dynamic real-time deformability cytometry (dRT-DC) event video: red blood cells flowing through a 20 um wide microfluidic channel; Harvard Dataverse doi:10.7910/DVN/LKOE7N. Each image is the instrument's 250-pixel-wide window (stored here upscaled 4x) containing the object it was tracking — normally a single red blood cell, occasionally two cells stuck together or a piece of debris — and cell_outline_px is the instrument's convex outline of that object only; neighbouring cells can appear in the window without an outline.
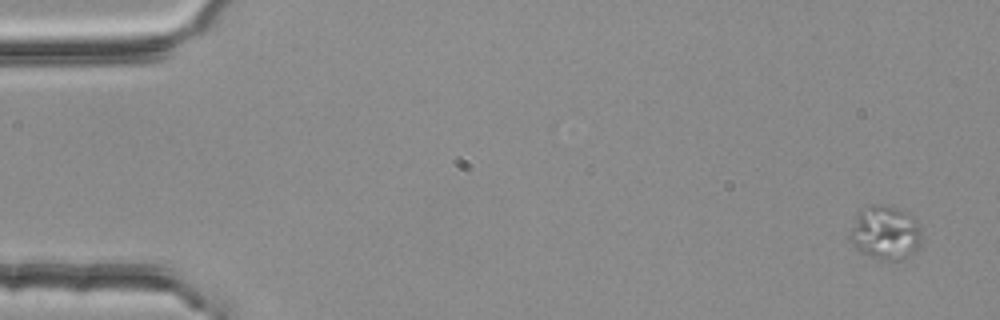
{"species": "common noctule bat (a hibernating species)", "species_latin": "Nyctalus noctula", "temperature_condition": "room temperature", "stored_images_in_passage": 5, "camera_frame_rate_fps": 3000, "um_per_image_px": 0.085, "animal": {"sex": "female", "body_mass_g": 25.1}, "frame": {"image": 1, "passage_image": 1, "time_ms": 0.0, "image_size_px": [1000, 320], "cell_outline_px": [[920, 248], [916, 252], [904, 260], [880, 260], [860, 252], [852, 244], [848, 236], [860, 212], [872, 204], [892, 204], [908, 212], [912, 216], [920, 228]], "centroid_in_image_um": [75.29, 19.8], "position_along_channel_um": 9.7, "area_um2": 22.77}}
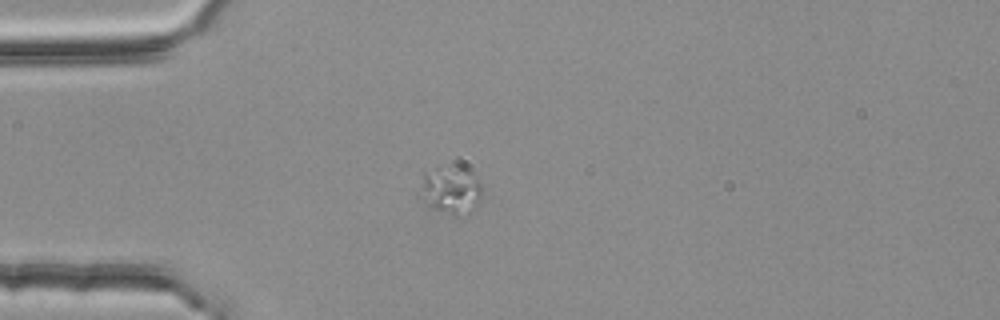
{"frame": {"image": 2, "passage_image": 4, "time_ms": 1.0, "image_size_px": [1000, 320], "cell_outline_px": [[480, 204], [464, 216], [452, 216], [432, 208], [424, 196], [424, 172], [436, 168], [452, 164], [464, 168], [472, 172], [476, 176], [480, 184]], "centroid_in_image_um": [38.42, 16.15], "position_along_channel_um": 46.6, "area_um2": 16.94}}